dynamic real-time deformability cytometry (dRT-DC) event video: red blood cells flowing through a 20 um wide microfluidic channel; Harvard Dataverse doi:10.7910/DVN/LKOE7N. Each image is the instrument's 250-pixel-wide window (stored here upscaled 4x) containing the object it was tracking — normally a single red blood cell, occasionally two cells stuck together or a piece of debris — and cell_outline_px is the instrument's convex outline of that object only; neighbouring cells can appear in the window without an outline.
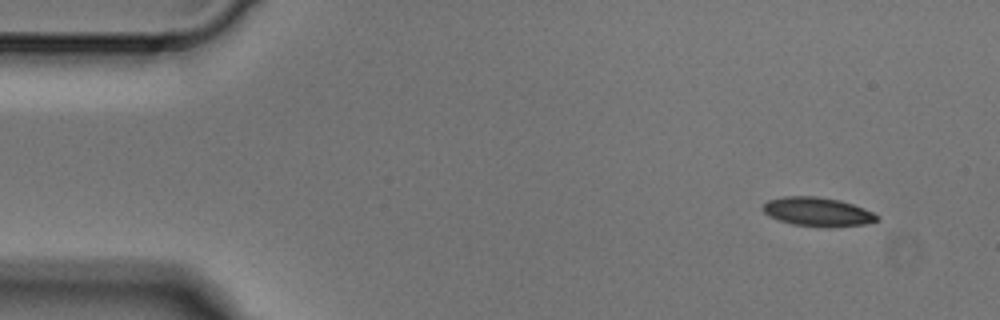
{"species": "Egyptian fruit bat (a non-hibernating species)", "species_latin": "Rousettus aegyptiacus", "temperature_condition": "cold", "stored_images_in_passage": 5, "camera_frame_rate_fps": 3000, "um_per_image_px": 0.085, "animal": {"sex": "male"}, "frame": {"image": 1, "passage_image": 1, "time_ms": 0.0, "image_size_px": [1000, 320], "cell_outline_px": [[880, 220], [864, 224], [828, 228], [792, 224], [776, 220], [768, 216], [764, 212], [764, 204], [768, 200], [784, 196], [816, 196], [840, 200], [864, 208], [880, 216]], "centroid_in_image_um": [69.51, 18.01], "position_along_channel_um": 15.5, "area_um2": 19.42}}
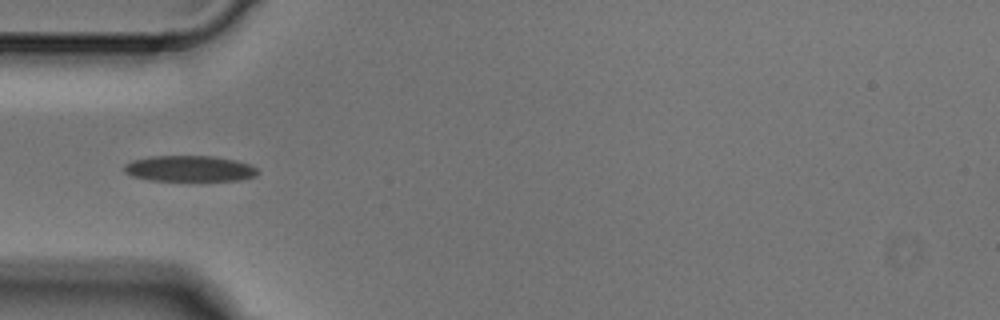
{"frame": {"image": 2, "passage_image": 4, "time_ms": 1.0, "image_size_px": [1000, 320], "cell_outline_px": [[260, 172], [256, 176], [236, 180], [148, 180], [132, 176], [124, 172], [124, 164], [132, 160], [148, 156], [216, 156], [236, 160], [252, 164]], "centroid_in_image_um": [16.11, 14.32], "position_along_channel_um": 68.9, "area_um2": 20.29}}
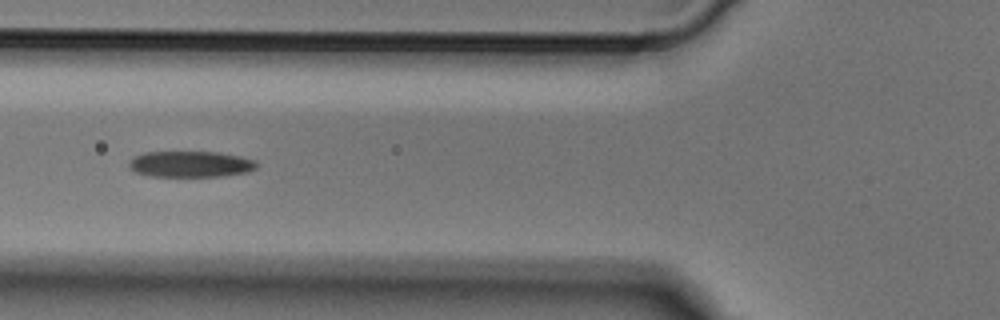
{"frame": {"image": 3, "passage_image": 5, "time_ms": 1.333, "image_size_px": [1000, 320], "cell_outline_px": [[256, 168], [248, 172], [220, 176], [152, 176], [136, 172], [128, 164], [136, 156], [144, 152], [220, 152], [240, 156], [256, 160]], "centroid_in_image_um": [16.24, 13.94], "position_along_channel_um": 109.6, "area_um2": 19.19}}